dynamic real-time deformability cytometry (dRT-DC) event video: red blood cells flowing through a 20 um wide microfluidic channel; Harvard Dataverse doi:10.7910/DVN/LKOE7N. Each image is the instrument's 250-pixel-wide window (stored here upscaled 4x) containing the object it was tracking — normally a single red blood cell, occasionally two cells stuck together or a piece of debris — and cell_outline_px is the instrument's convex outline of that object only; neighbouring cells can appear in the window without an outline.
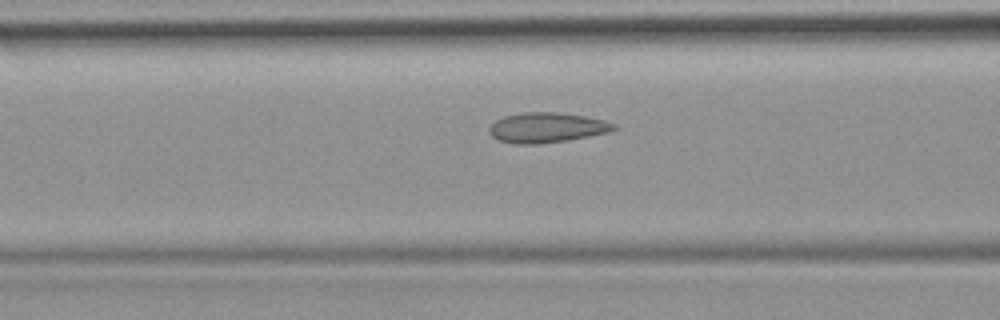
{"species": "common noctule bat (a hibernating species)", "species_latin": "Nyctalus noctula", "temperature_condition": "room temperature", "stored_images_in_passage": 44, "camera_frame_rate_fps": 3000, "um_per_image_px": 0.085, "animal": {"sex": "female", "body_mass_g": 19.9}, "frame": {"image": 1, "passage_image": 13, "time_ms": 4.0, "image_size_px": [1000, 320], "cell_outline_px": [[616, 128], [608, 132], [568, 140], [536, 144], [512, 144], [500, 140], [492, 136], [488, 132], [488, 128], [496, 120], [504, 116], [520, 112], [560, 112], [584, 116], [604, 120], [616, 124]], "centroid_in_image_um": [46.44, 10.84], "position_along_channel_um": 120.2, "area_um2": 21.85}, "authors_computed_cell_mechanics": {"area_um2": 21.1837, "velocity_mm_per_s": 3.9449, "shape_relaxation_time_tau1_ms": null, "shape_relaxation_time_tau2_ms": 1.4164, "deformation_change_tau1": null, "deformation_change_tau2": 0.0588}}